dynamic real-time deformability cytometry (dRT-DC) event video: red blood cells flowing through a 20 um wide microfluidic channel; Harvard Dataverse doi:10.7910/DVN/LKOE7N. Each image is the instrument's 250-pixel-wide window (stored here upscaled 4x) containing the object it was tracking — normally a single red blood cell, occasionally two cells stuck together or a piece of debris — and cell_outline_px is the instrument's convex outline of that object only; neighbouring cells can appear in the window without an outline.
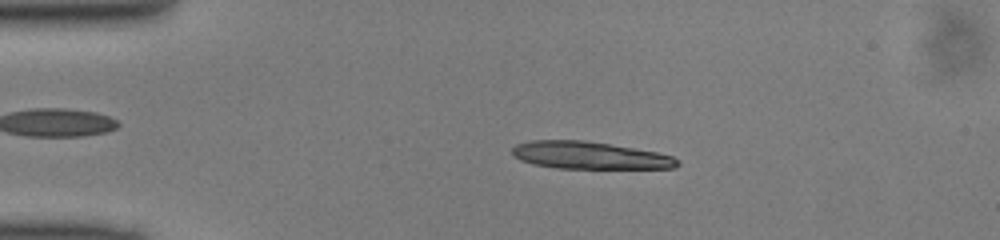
{"species": "common noctule bat (a hibernating species)", "species_latin": "Nyctalus noctula", "temperature_condition": "cold", "stored_images_in_passage": 41, "segment_of_instrument_passage": [1, 2], "camera_frame_rate_fps": 3000, "um_per_image_px": 0.085, "animal": {"sex": "male", "body_mass_g": 13.0, "forearm_length_mm": 53.1}, "frame": {"image": 1, "passage_image": 3, "time_ms": 0.667, "image_size_px": [1000, 240], "cell_outline_px": [[680, 164], [676, 168], [556, 168], [532, 164], [520, 160], [512, 156], [512, 148], [516, 144], [532, 140], [584, 140], [656, 152], [672, 156], [680, 160]], "centroid_in_image_um": [50.09, 13.21], "position_along_channel_um": 34.9, "area_um2": 26.3}}